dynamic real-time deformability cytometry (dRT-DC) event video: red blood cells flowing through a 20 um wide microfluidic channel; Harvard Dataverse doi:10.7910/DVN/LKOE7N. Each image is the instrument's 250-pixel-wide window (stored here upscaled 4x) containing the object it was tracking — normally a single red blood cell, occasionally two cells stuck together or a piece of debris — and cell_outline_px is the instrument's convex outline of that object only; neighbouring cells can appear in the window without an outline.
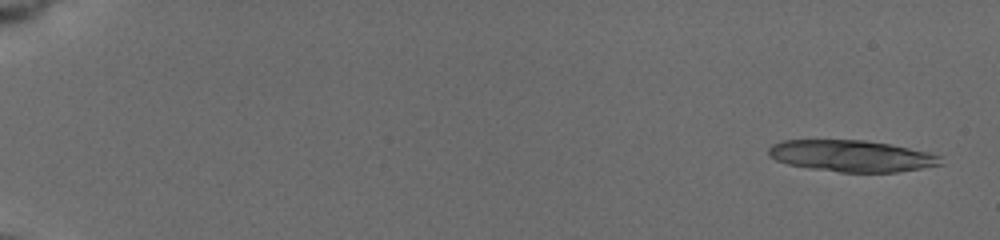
{"species": "common noctule bat (a hibernating species)", "species_latin": "Nyctalus noctula", "temperature_condition": "cold", "stored_images_in_passage": 17, "camera_frame_rate_fps": 3000, "um_per_image_px": 0.085, "animal": {"sex": "female", "body_mass_g": 19.5, "forearm_length_mm": 54.1}, "frame": {"image": 1, "passage_image": 1, "time_ms": 0.0, "image_size_px": [1000, 240], "cell_outline_px": [[944, 164], [896, 172], [840, 172], [812, 168], [788, 164], [776, 160], [768, 156], [768, 148], [772, 144], [784, 140], [864, 140], [888, 144], [928, 152], [940, 156]], "centroid_in_image_um": [72.37, 13.25], "position_along_channel_um": 12.6, "area_um2": 31.39}}